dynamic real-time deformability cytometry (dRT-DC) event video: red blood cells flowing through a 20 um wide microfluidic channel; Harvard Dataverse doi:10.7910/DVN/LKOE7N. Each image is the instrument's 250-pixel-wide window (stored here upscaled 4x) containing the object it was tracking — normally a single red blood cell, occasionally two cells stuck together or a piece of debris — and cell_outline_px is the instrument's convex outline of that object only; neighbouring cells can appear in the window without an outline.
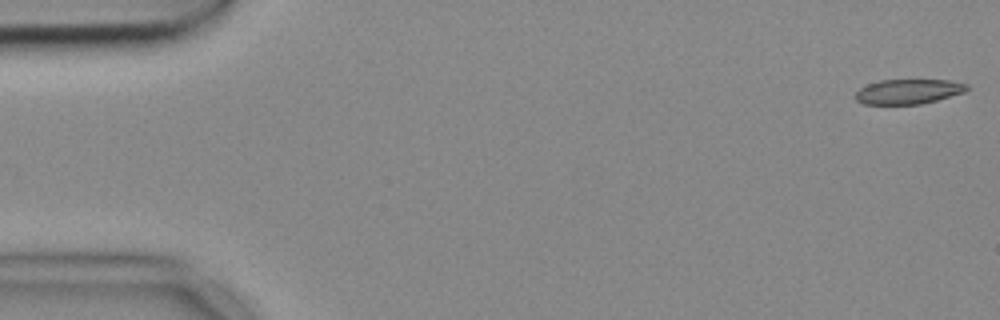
{"species": "common noctule bat (a hibernating species)", "species_latin": "Nyctalus noctula", "temperature_condition": "cold", "stored_images_in_passage": 54, "camera_frame_rate_fps": 3000, "um_per_image_px": 0.085, "animal": {"sex": "female", "body_mass_g": 18.4}, "frame": {"image": 1, "passage_image": 1, "time_ms": 0.0, "image_size_px": [1000, 320], "cell_outline_px": [[968, 88], [964, 92], [936, 100], [920, 104], [864, 104], [856, 100], [856, 92], [860, 88], [868, 84], [880, 80], [948, 80], [968, 84]], "centroid_in_image_um": [77.2, 7.78], "position_along_channel_um": 7.8, "area_um2": 15.95}}
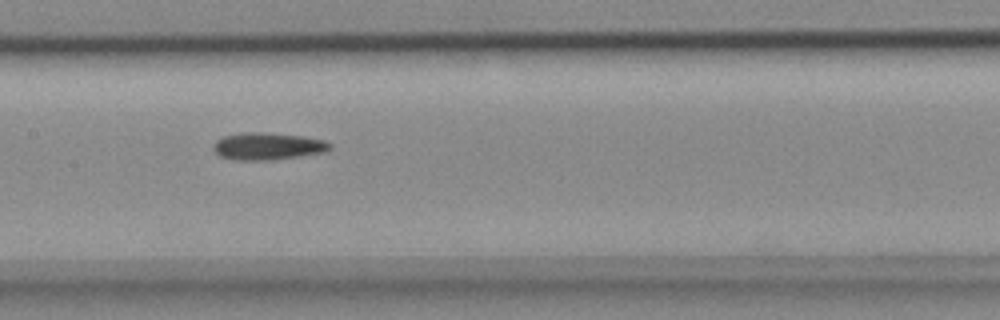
{"frame": {"image": 2, "passage_image": 26, "time_ms": 8.333, "image_size_px": [1000, 320], "cell_outline_px": [[332, 148], [324, 152], [296, 156], [264, 160], [236, 160], [220, 156], [212, 148], [216, 140], [224, 136], [240, 132], [264, 132], [304, 136], [324, 140], [332, 144]], "centroid_in_image_um": [22.74, 12.41], "position_along_channel_um": 184.7, "area_um2": 18.38}}
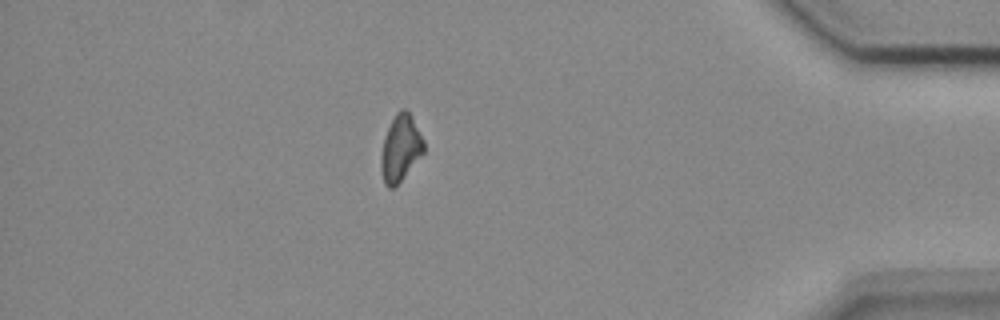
{"frame": {"image": 3, "passage_image": 47, "time_ms": 15.333, "image_size_px": [1000, 320], "cell_outline_px": [[424, 152], [400, 180], [392, 188], [388, 188], [384, 184], [380, 168], [380, 156], [384, 136], [396, 112], [400, 108], [404, 108], [412, 116], [424, 140]], "centroid_in_image_um": [34.02, 12.57], "position_along_channel_um": 401.2, "area_um2": 16.47}}